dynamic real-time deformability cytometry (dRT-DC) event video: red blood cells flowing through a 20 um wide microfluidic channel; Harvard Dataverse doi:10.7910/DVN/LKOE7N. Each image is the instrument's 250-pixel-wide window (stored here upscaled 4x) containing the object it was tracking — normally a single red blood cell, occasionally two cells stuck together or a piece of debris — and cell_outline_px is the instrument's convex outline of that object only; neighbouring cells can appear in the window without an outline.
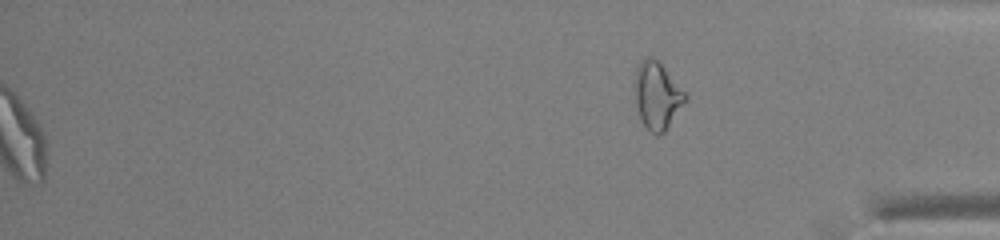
{"species": "common noctule bat (a hibernating species)", "species_latin": "Nyctalus noctula", "temperature_condition": "warm", "stored_images_in_passage": 46, "segment_of_instrument_passage": [2, 2], "camera_frame_rate_fps": 3000, "um_per_image_px": 0.085, "animal": {"sex": "male", "body_mass_g": 13.0, "forearm_length_mm": 53.1}, "frame": {"image": 1, "passage_image": 46, "time_ms": 15.0, "image_size_px": [1000, 240], "cell_outline_px": [[688, 100], [664, 132], [660, 136], [656, 136], [640, 120], [636, 104], [636, 68], [640, 60], [644, 56], [652, 56], [664, 68], [688, 96]], "centroid_in_image_um": [55.87, 8.14], "position_along_channel_um": 379.3, "area_um2": 19.59}}